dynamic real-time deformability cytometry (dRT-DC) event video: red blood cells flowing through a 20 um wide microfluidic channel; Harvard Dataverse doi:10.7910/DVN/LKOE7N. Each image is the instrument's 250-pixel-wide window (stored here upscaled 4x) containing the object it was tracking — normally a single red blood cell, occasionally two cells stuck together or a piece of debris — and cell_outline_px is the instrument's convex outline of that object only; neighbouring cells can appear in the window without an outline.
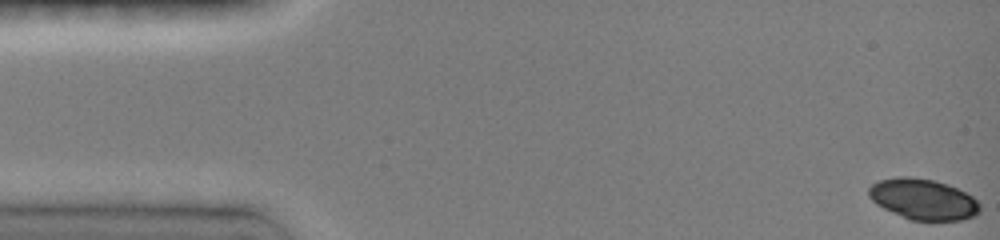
{"species": "common noctule bat (a hibernating species)", "species_latin": "Nyctalus noctula", "temperature_condition": "room temperature", "stored_images_in_passage": 47, "camera_frame_rate_fps": 3000, "um_per_image_px": 0.085, "animal": {"sex": "female", "body_mass_g": 19.0, "forearm_length_mm": 51.5}, "frame": {"image": 1, "passage_image": 1, "time_ms": 0.0, "image_size_px": [1000, 240], "cell_outline_px": [[980, 212], [964, 220], [912, 220], [892, 212], [876, 204], [868, 196], [868, 188], [872, 184], [880, 180], [896, 176], [908, 176], [932, 180], [948, 184], [972, 196], [980, 204]], "centroid_in_image_um": [78.46, 16.93], "position_along_channel_um": 6.5, "area_um2": 26.3}}
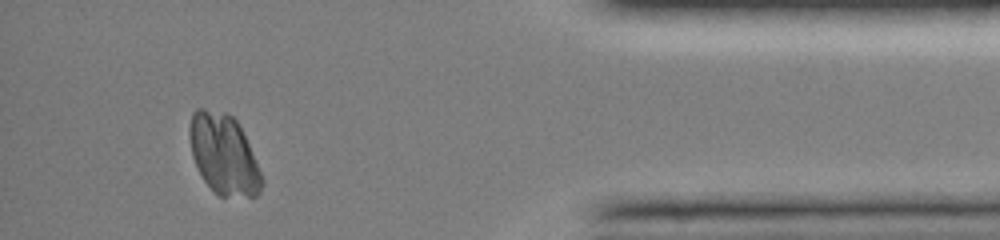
{"frame": {"image": 2, "passage_image": 43, "time_ms": 14.0, "image_size_px": [1000, 240], "cell_outline_px": [[264, 184], [260, 192], [256, 196], [220, 196], [204, 180], [192, 156], [188, 136], [188, 128], [192, 112], [196, 108], [204, 108], [228, 112], [236, 120], [248, 144], [264, 180]], "centroid_in_image_um": [18.99, 13.09], "position_along_channel_um": 416.2, "area_um2": 33.7}}